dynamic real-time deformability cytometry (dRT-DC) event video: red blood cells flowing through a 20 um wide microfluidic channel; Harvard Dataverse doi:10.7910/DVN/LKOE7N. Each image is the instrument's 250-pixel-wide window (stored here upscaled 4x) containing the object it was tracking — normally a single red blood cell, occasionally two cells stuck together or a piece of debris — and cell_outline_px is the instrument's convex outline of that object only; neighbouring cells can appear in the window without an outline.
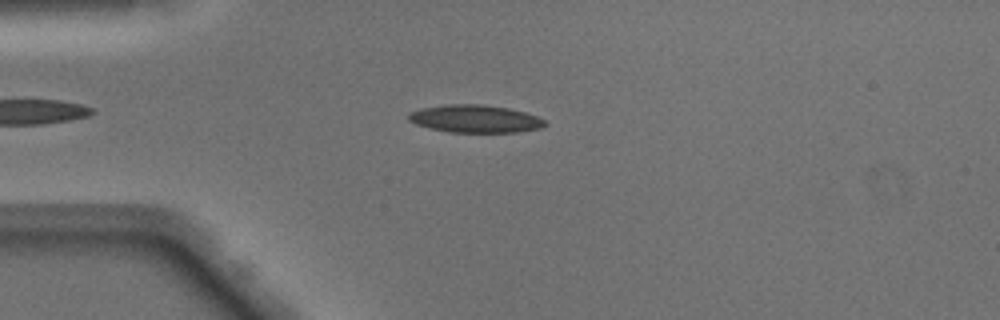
{"species": "Egyptian fruit bat (a non-hibernating species)", "species_latin": "Rousettus aegyptiacus", "temperature_condition": "warm", "stored_images_in_passage": 22, "camera_frame_rate_fps": 3000, "um_per_image_px": 0.085, "animal": {"sex": "male"}, "frame": {"image": 1, "passage_image": 7, "time_ms": 2.0, "image_size_px": [1000, 320], "cell_outline_px": [[548, 124], [540, 128], [516, 132], [452, 132], [432, 128], [416, 124], [408, 120], [408, 112], [420, 108], [448, 104], [484, 104], [508, 108], [524, 112], [536, 116], [544, 120]], "centroid_in_image_um": [40.37, 10.08], "position_along_channel_um": 44.6, "area_um2": 21.91}}
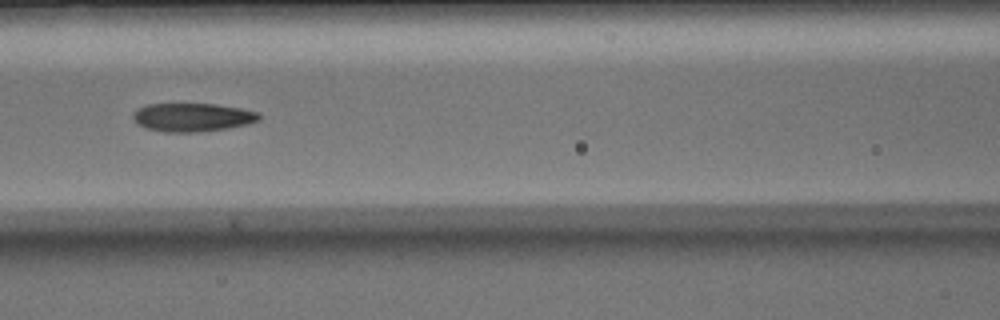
{"frame": {"image": 2, "passage_image": 16, "time_ms": 5.0, "image_size_px": [1000, 320], "cell_outline_px": [[260, 120], [248, 124], [228, 128], [200, 132], [164, 132], [148, 128], [136, 124], [132, 116], [132, 112], [148, 104], [216, 104], [240, 108], [256, 112], [260, 116]], "centroid_in_image_um": [16.35, 9.97], "position_along_channel_um": 150.3, "area_um2": 20.87}}
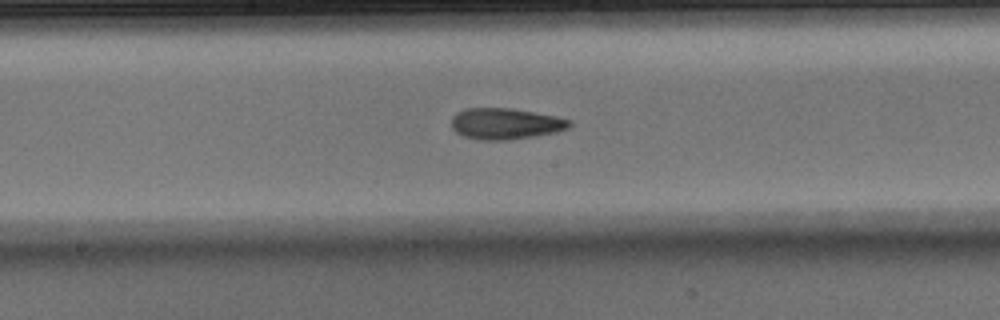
{"frame": {"image": 3, "passage_image": 20, "time_ms": 6.333, "image_size_px": [1000, 320], "cell_outline_px": [[572, 124], [568, 128], [556, 132], [536, 136], [508, 140], [480, 140], [464, 136], [456, 132], [452, 128], [452, 116], [456, 112], [464, 108], [512, 108], [556, 116], [572, 120]], "centroid_in_image_um": [42.97, 10.51], "position_along_channel_um": 205.2, "area_um2": 21.62}}